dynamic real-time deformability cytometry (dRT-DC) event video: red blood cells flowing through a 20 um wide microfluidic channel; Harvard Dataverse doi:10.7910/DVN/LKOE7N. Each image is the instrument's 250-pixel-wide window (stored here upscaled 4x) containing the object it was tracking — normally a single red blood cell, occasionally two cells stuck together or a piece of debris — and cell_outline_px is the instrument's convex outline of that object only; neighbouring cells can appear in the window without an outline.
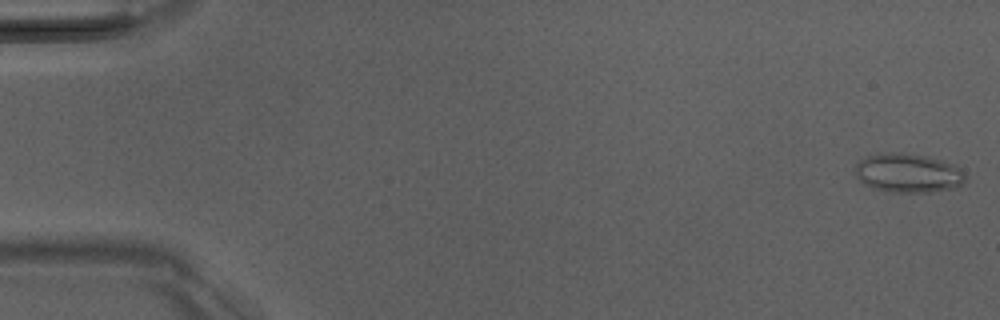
{"species": "Egyptian fruit bat (a non-hibernating species)", "species_latin": "Rousettus aegyptiacus", "temperature_condition": "room temperature", "stored_images_in_passage": 16, "camera_frame_rate_fps": 3000, "um_per_image_px": 0.085, "animal": {"sex": "male"}, "frame": {"image": 1, "passage_image": 1, "time_ms": 0.0, "image_size_px": [1000, 320], "cell_outline_px": [[964, 180], [956, 188], [932, 192], [892, 192], [872, 188], [864, 184], [856, 176], [856, 164], [860, 160], [868, 156], [880, 152], [900, 152], [928, 156], [956, 164], [964, 172]], "centroid_in_image_um": [77.2, 14.7], "position_along_channel_um": 7.8, "area_um2": 25.32}}
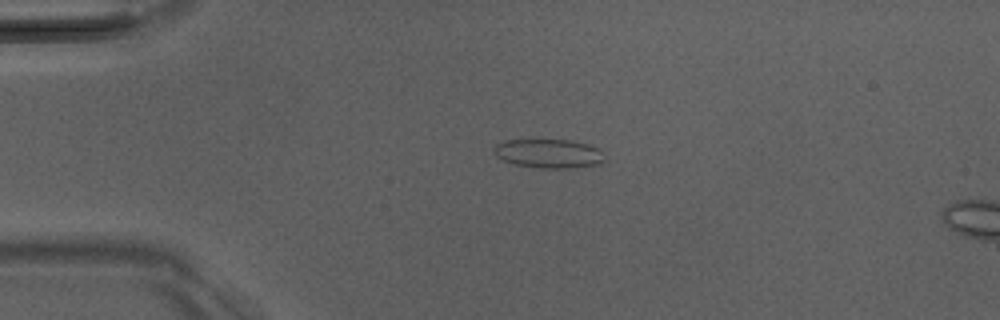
{"frame": {"image": 2, "passage_image": 12, "time_ms": 3.667, "image_size_px": [1000, 320], "cell_outline_px": [[604, 160], [600, 164], [572, 168], [540, 168], [512, 164], [500, 160], [492, 152], [492, 148], [496, 144], [504, 140], [572, 140], [588, 144], [600, 148]], "centroid_in_image_um": [46.6, 13.05], "position_along_channel_um": 38.4, "area_um2": 19.02}}